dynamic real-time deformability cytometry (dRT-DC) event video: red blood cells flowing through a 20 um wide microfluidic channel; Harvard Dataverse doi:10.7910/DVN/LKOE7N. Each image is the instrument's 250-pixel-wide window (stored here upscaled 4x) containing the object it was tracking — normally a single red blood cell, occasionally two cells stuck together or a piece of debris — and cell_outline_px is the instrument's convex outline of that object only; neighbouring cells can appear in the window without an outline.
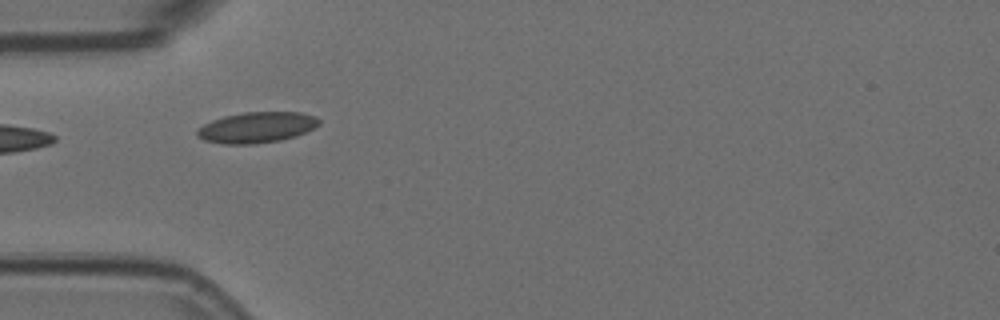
{"species": "Egyptian fruit bat (a non-hibernating species)", "species_latin": "Rousettus aegyptiacus", "temperature_condition": "room temperature", "stored_images_in_passage": 5, "camera_frame_rate_fps": 3000, "um_per_image_px": 0.085, "animal": {"sex": "female"}, "frame": {"image": 1, "passage_image": 5, "time_ms": 1.333, "image_size_px": [1000, 320], "cell_outline_px": [[320, 124], [316, 128], [296, 136], [280, 140], [256, 144], [224, 144], [204, 140], [196, 136], [196, 132], [204, 124], [212, 120], [224, 116], [244, 112], [300, 112], [316, 116], [320, 120]], "centroid_in_image_um": [21.86, 10.83], "position_along_channel_um": 63.1, "area_um2": 22.02}}